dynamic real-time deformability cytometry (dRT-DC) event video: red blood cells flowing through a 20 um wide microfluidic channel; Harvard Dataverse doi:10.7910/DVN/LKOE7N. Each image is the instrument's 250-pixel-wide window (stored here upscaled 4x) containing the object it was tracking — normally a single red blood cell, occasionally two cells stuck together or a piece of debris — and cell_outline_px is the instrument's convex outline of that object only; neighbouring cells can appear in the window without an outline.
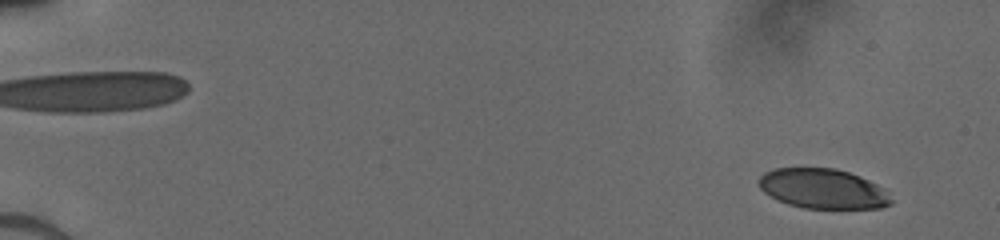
{"species": "human", "species_latin": "Homo sapiens", "temperature_condition": "cold", "stored_images_in_passage": 52, "camera_frame_rate_fps": 3000, "um_per_image_px": 0.085, "donor": {"sex": "male"}, "frame": {"image": 1, "passage_image": 4, "time_ms": 1.0, "image_size_px": [1000, 240], "cell_outline_px": [[892, 204], [880, 208], [804, 208], [788, 204], [776, 200], [764, 192], [760, 188], [760, 176], [764, 172], [776, 168], [836, 168], [860, 176], [884, 188], [892, 200]], "centroid_in_image_um": [69.95, 16.04], "position_along_channel_um": 15.1, "area_um2": 30.69}}
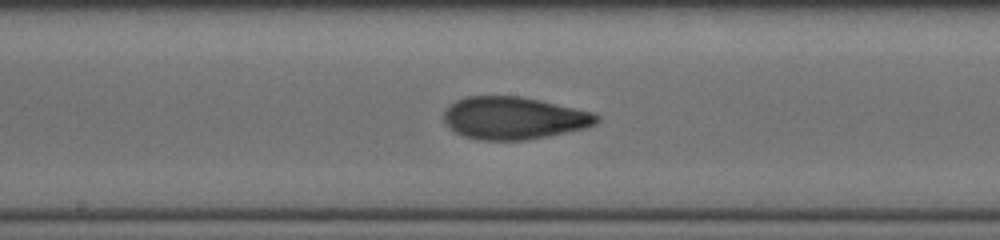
{"frame": {"image": 2, "passage_image": 30, "time_ms": 9.667, "image_size_px": [1000, 240], "cell_outline_px": [[600, 120], [596, 124], [584, 128], [524, 140], [480, 140], [464, 136], [456, 132], [444, 120], [444, 112], [456, 100], [464, 96], [520, 96], [540, 100], [592, 112], [600, 116]], "centroid_in_image_um": [43.68, 10.02], "position_along_channel_um": 204.5, "area_um2": 37.4}}
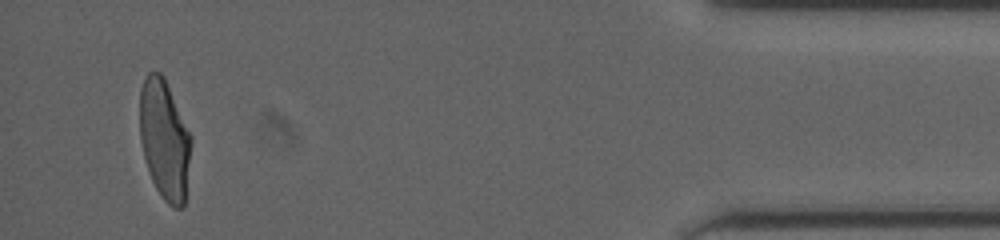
{"frame": {"image": 3, "passage_image": 50, "time_ms": 16.333, "image_size_px": [1000, 240], "cell_outline_px": [[192, 140], [184, 208], [172, 208], [164, 200], [156, 188], [152, 180], [144, 156], [140, 140], [140, 88], [148, 72], [160, 72], [164, 76]], "centroid_in_image_um": [13.98, 11.89], "position_along_channel_um": 421.2, "area_um2": 35.55}}